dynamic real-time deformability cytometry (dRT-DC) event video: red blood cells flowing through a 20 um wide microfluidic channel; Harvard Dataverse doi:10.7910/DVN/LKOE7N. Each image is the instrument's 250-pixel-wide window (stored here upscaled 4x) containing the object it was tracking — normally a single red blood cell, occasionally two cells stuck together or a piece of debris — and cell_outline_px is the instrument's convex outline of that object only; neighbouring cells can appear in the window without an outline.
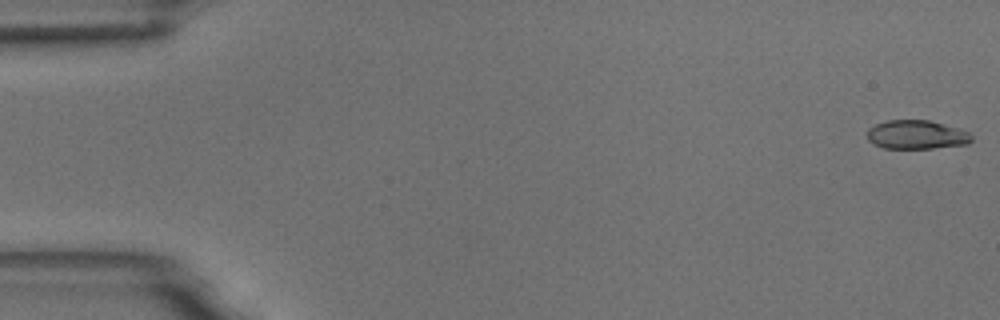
{"species": "common noctule bat (a hibernating species)", "species_latin": "Nyctalus noctula", "temperature_condition": "room temperature", "stored_images_in_passage": 13, "camera_frame_rate_fps": 3000, "um_per_image_px": 0.085, "animal": {"sex": "male", "body_mass_g": 18.8}, "frame": {"image": 1, "passage_image": 1, "time_ms": 0.0, "image_size_px": [1000, 320], "cell_outline_px": [[972, 140], [968, 144], [932, 148], [884, 148], [868, 140], [868, 128], [876, 124], [888, 120], [928, 120], [944, 124], [968, 132], [972, 136]], "centroid_in_image_um": [77.91, 11.45], "position_along_channel_um": 7.1, "area_um2": 17.34}}